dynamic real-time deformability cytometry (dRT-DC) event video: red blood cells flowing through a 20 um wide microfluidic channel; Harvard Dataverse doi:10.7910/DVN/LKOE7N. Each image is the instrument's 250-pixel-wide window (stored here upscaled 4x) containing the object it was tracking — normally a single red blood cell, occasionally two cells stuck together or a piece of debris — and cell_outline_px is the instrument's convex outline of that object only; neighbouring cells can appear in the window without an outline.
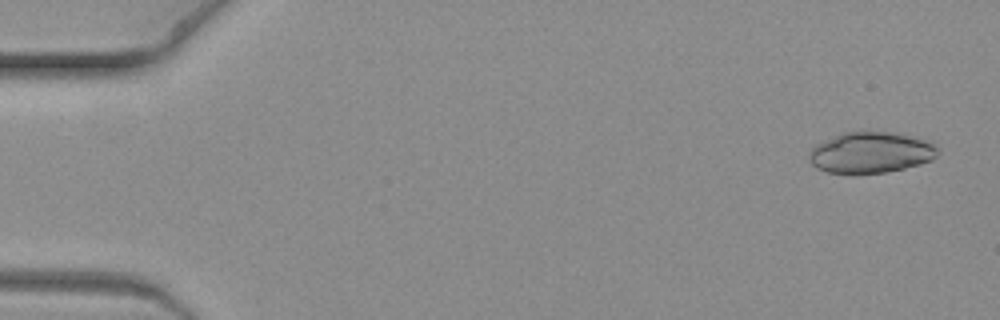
{"species": "common noctule bat (a hibernating species)", "species_latin": "Nyctalus noctula", "temperature_condition": "warm", "stored_images_in_passage": 7, "camera_frame_rate_fps": 3000, "um_per_image_px": 0.085, "animal": {"sex": "female", "body_mass_g": 19.3, "forearm_length_mm": 54.1}, "frame": {"image": 1, "passage_image": 1, "time_ms": 0.0, "image_size_px": [1000, 320], "cell_outline_px": [[940, 152], [932, 160], [920, 164], [904, 168], [884, 172], [828, 172], [816, 168], [808, 160], [808, 156], [812, 148], [816, 144], [824, 140], [844, 132], [864, 128], [868, 128], [900, 132], [920, 136], [928, 140], [940, 148]], "centroid_in_image_um": [74.09, 12.88], "position_along_channel_um": 10.9, "area_um2": 31.79}}